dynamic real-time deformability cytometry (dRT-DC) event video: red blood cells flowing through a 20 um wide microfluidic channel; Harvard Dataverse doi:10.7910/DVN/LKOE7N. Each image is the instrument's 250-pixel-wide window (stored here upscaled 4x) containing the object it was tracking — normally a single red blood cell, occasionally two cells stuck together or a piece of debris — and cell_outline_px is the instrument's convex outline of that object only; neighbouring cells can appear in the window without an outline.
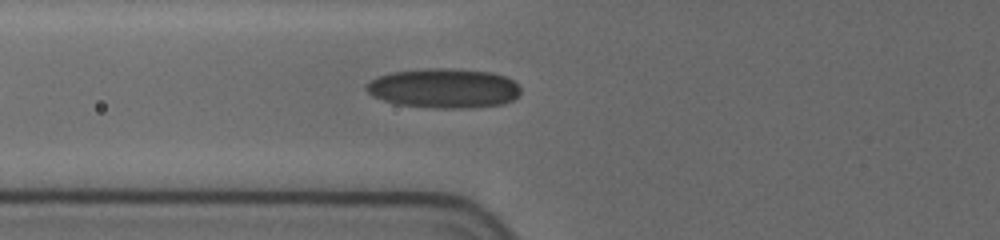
{"species": "human", "species_latin": "Homo sapiens", "temperature_condition": "cold", "stored_images_in_passage": 7, "camera_frame_rate_fps": 3000, "um_per_image_px": 0.085, "donor": {"sex": "female"}, "frame": {"image": 1, "passage_image": 5, "time_ms": 1.667, "image_size_px": [1000, 240], "cell_outline_px": [[520, 92], [512, 100], [500, 104], [464, 108], [440, 108], [396, 104], [372, 96], [364, 88], [364, 84], [376, 76], [392, 72], [428, 68], [452, 68], [492, 72], [504, 76], [512, 80], [520, 88]], "centroid_in_image_um": [37.67, 7.49], "position_along_channel_um": 88.1, "area_um2": 35.55}}
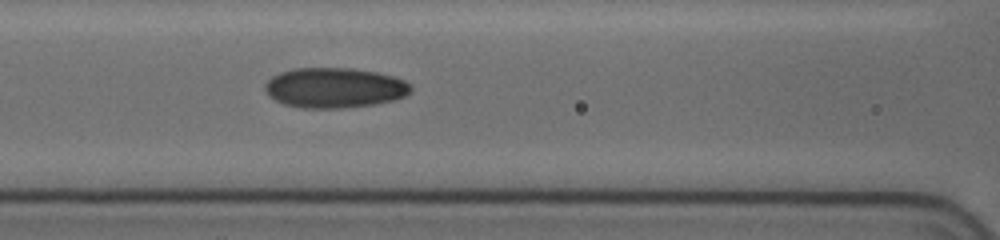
{"frame": {"image": 2, "passage_image": 7, "time_ms": 3.0, "image_size_px": [1000, 240], "cell_outline_px": [[412, 92], [404, 96], [392, 100], [376, 104], [344, 108], [304, 108], [284, 104], [268, 96], [264, 88], [264, 84], [272, 76], [280, 72], [292, 68], [352, 68], [376, 72], [392, 76], [404, 80], [412, 84]], "centroid_in_image_um": [28.43, 7.46], "position_along_channel_um": 138.2, "area_um2": 34.33}}